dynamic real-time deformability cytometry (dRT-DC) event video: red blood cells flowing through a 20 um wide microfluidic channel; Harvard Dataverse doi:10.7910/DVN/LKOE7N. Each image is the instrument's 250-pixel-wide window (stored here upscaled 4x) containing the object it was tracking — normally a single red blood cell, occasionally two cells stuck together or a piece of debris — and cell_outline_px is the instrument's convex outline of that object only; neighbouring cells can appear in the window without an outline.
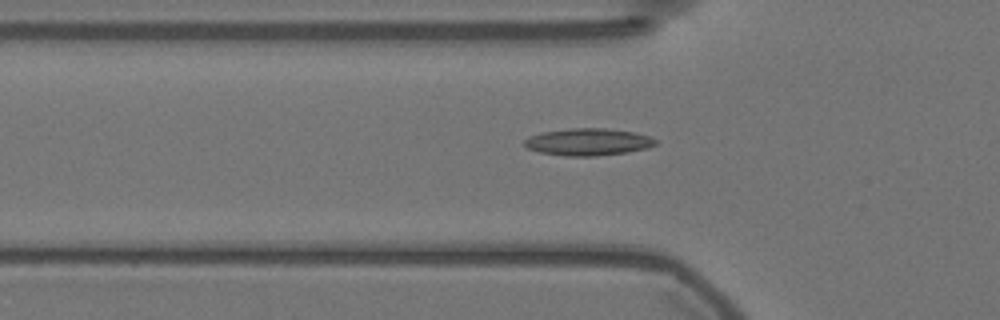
{"species": "Egyptian fruit bat (a non-hibernating species)", "species_latin": "Rousettus aegyptiacus", "temperature_condition": "warm", "stored_images_in_passage": 52, "camera_frame_rate_fps": 3000, "um_per_image_px": 0.085, "animal": {"sex": "female"}, "frame": {"image": 1, "passage_image": 17, "time_ms": 5.333, "image_size_px": [1000, 320], "cell_outline_px": [[660, 140], [656, 144], [648, 148], [628, 152], [596, 156], [564, 156], [540, 152], [528, 148], [524, 144], [524, 140], [528, 136], [540, 132], [568, 128], [604, 128], [636, 132], [652, 136]], "centroid_in_image_um": [50.03, 12.05], "position_along_channel_um": 75.8, "area_um2": 21.1}}
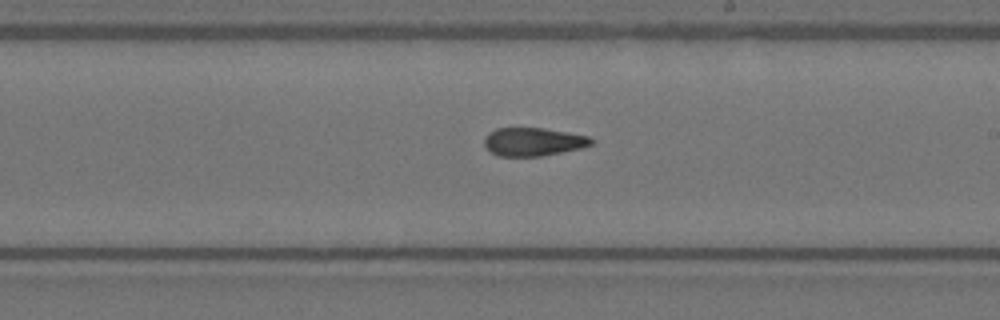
{"frame": {"image": 2, "passage_image": 31, "time_ms": 10.0, "image_size_px": [1000, 320], "cell_outline_px": [[596, 140], [592, 144], [580, 148], [540, 156], [500, 156], [492, 152], [484, 144], [484, 136], [488, 132], [496, 128], [544, 128], [568, 132], [588, 136]], "centroid_in_image_um": [45.32, 12.03], "position_along_channel_um": 243.7, "area_um2": 17.57}}
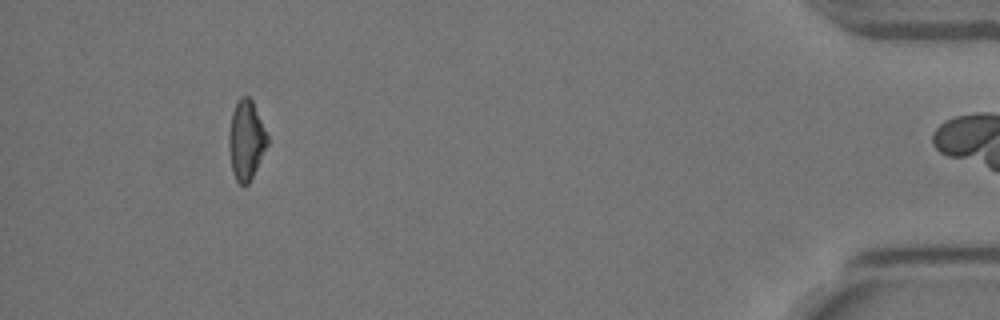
{"frame": {"image": 3, "passage_image": 51, "time_ms": 16.667, "image_size_px": [1000, 320], "cell_outline_px": [[268, 144], [248, 184], [240, 184], [236, 180], [232, 172], [228, 148], [228, 136], [232, 112], [240, 96], [248, 96], [252, 100], [268, 136]], "centroid_in_image_um": [20.9, 11.9], "position_along_channel_um": 414.3, "area_um2": 17.69}}